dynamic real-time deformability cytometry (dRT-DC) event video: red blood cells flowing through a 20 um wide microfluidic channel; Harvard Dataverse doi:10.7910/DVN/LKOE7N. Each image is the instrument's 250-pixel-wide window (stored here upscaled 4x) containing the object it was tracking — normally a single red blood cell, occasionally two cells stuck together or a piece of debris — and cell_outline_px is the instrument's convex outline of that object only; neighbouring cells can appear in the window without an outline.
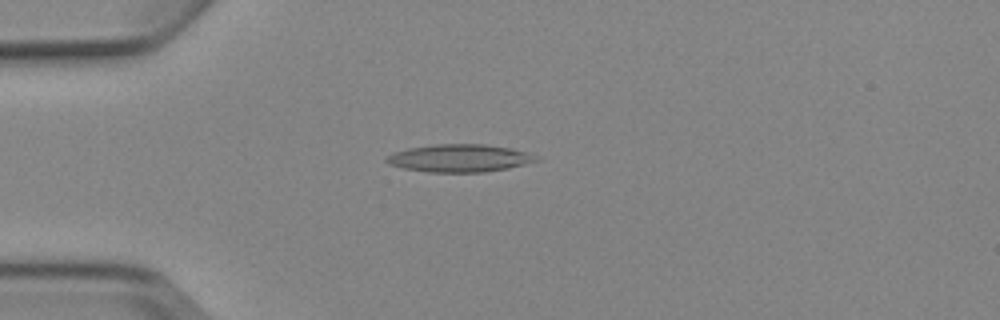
{"species": "Egyptian fruit bat (a non-hibernating species)", "species_latin": "Rousettus aegyptiacus", "temperature_condition": "cold", "stored_images_in_passage": 5, "camera_frame_rate_fps": 3000, "um_per_image_px": 0.085, "animal": {"sex": "female"}, "frame": {"image": 1, "passage_image": 4, "time_ms": 3.333, "image_size_px": [1000, 320], "cell_outline_px": [[540, 160], [508, 168], [484, 172], [428, 172], [404, 168], [388, 164], [384, 160], [384, 156], [392, 152], [408, 148], [436, 144], [484, 144], [508, 148], [524, 152], [536, 156]], "centroid_in_image_um": [38.97, 13.44], "position_along_channel_um": 46.0, "area_um2": 24.04}}
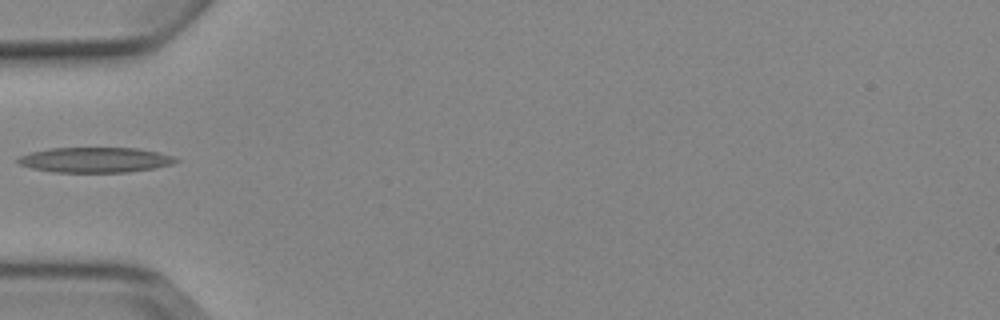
{"frame": {"image": 2, "passage_image": 5, "time_ms": 4.667, "image_size_px": [1000, 320], "cell_outline_px": [[180, 160], [172, 164], [152, 168], [128, 172], [52, 172], [32, 168], [20, 164], [16, 160], [20, 156], [32, 152], [48, 148], [136, 148], [160, 152], [172, 156]], "centroid_in_image_um": [8.09, 13.59], "position_along_channel_um": 76.9, "area_um2": 23.06}}